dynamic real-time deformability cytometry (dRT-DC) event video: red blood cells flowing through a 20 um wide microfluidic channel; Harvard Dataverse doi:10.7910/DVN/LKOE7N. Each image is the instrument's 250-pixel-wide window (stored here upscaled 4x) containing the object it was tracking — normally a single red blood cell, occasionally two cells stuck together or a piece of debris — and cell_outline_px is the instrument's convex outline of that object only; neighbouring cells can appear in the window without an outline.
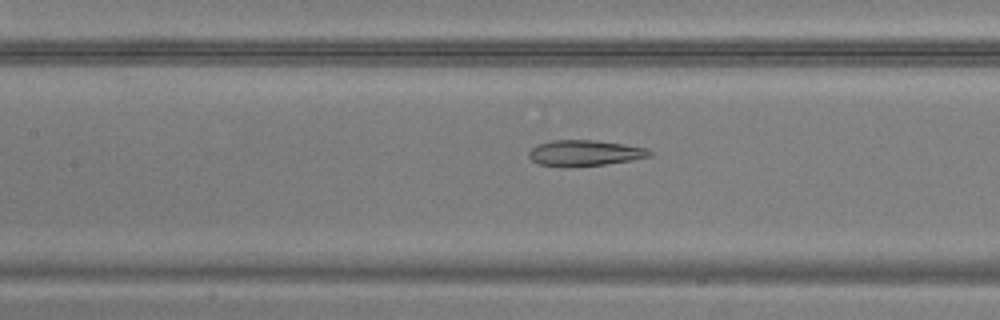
{"species": "common noctule bat (a hibernating species)", "species_latin": "Nyctalus noctula", "temperature_condition": "warm", "stored_images_in_passage": 49, "camera_frame_rate_fps": 3000, "um_per_image_px": 0.085, "animal": {"sex": "male", "body_mass_g": 20.5, "forearm_length_mm": 52.5}, "frame": {"image": 1, "passage_image": 22, "time_ms": 7.0, "image_size_px": [1000, 320], "cell_outline_px": [[652, 156], [632, 160], [604, 164], [540, 164], [532, 160], [528, 156], [528, 152], [532, 148], [540, 144], [552, 140], [596, 140], [624, 144], [648, 148], [652, 152]], "centroid_in_image_um": [49.78, 12.96], "position_along_channel_um": 157.6, "area_um2": 17.4}}
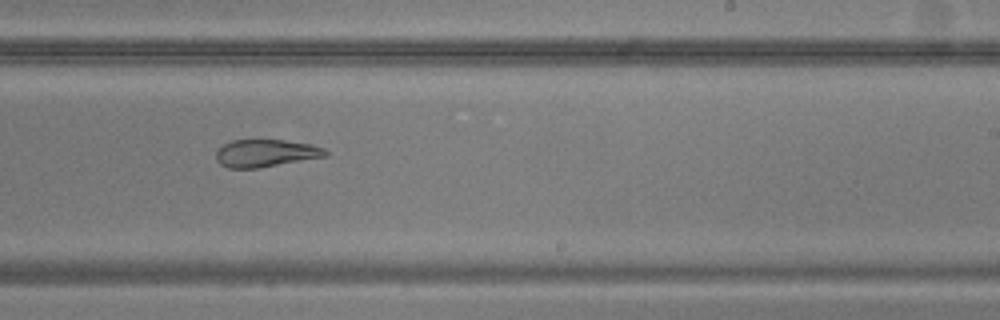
{"frame": {"image": 2, "passage_image": 30, "time_ms": 9.667, "image_size_px": [1000, 320], "cell_outline_px": [[328, 156], [260, 168], [228, 168], [220, 164], [216, 160], [216, 152], [224, 144], [232, 140], [284, 140], [312, 144], [324, 148], [328, 152]], "centroid_in_image_um": [22.61, 13.02], "position_along_channel_um": 266.4, "area_um2": 17.63}}
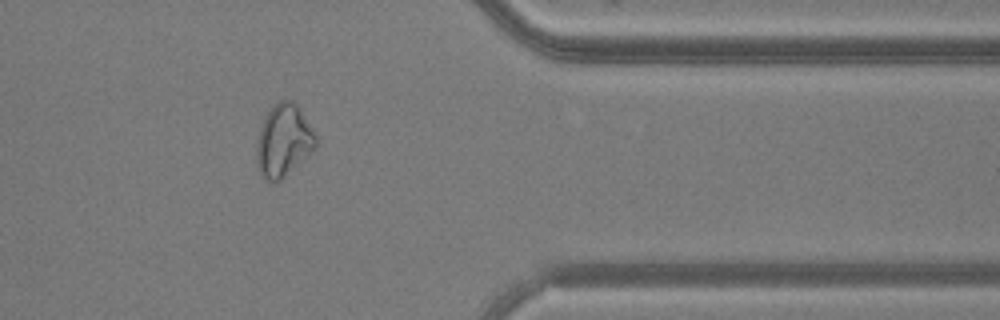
{"frame": {"image": 3, "passage_image": 40, "time_ms": 13.0, "image_size_px": [1000, 320], "cell_outline_px": [[316, 148], [312, 152], [280, 180], [268, 180], [260, 172], [256, 164], [256, 144], [260, 128], [268, 112], [280, 100], [292, 100], [296, 104], [312, 128], [316, 136]], "centroid_in_image_um": [24.1, 11.95], "position_along_channel_um": 387.3, "area_um2": 24.45}}